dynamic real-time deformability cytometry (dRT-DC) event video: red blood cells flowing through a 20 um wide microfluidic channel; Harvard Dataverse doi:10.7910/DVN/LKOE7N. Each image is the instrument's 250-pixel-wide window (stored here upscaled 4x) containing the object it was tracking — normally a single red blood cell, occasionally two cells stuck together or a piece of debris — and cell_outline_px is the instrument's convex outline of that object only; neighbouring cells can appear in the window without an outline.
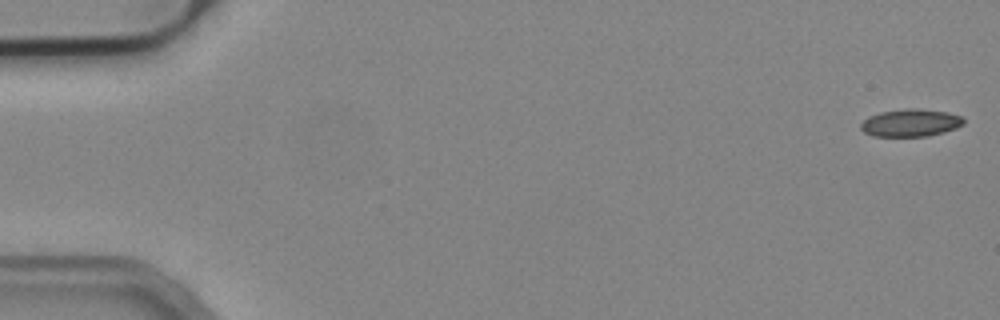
{"species": "common noctule bat (a hibernating species)", "species_latin": "Nyctalus noctula", "temperature_condition": "cold", "stored_images_in_passage": 54, "camera_frame_rate_fps": 3000, "um_per_image_px": 0.085, "animal": {"sex": "male", "body_mass_g": 19.2, "forearm_length_mm": 51.8}, "frame": {"image": 1, "passage_image": 1, "time_ms": 0.0, "image_size_px": [1000, 320], "cell_outline_px": [[964, 124], [956, 128], [944, 132], [928, 136], [872, 136], [864, 132], [860, 128], [860, 124], [868, 116], [880, 112], [908, 108], [912, 108], [948, 112], [964, 116]], "centroid_in_image_um": [77.41, 10.44], "position_along_channel_um": 7.6, "area_um2": 16.59}}
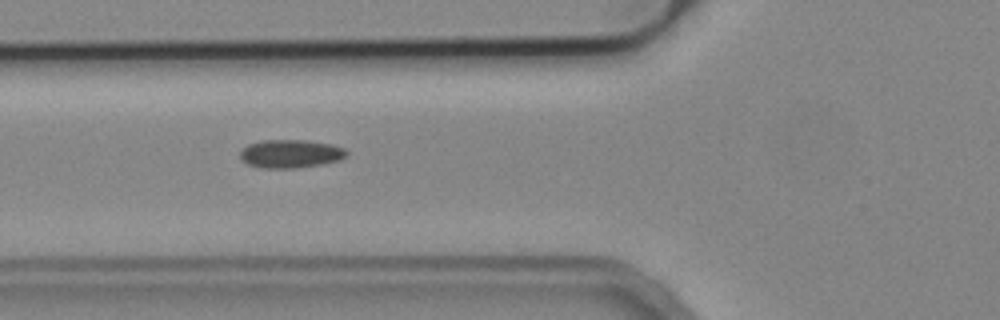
{"frame": {"image": 2, "passage_image": 20, "time_ms": 6.333, "image_size_px": [1000, 320], "cell_outline_px": [[348, 156], [340, 160], [324, 164], [296, 168], [260, 168], [248, 164], [240, 160], [240, 152], [248, 144], [264, 140], [308, 140], [332, 144], [344, 148], [348, 152]], "centroid_in_image_um": [24.73, 13.07], "position_along_channel_um": 101.1, "area_um2": 17.8}}
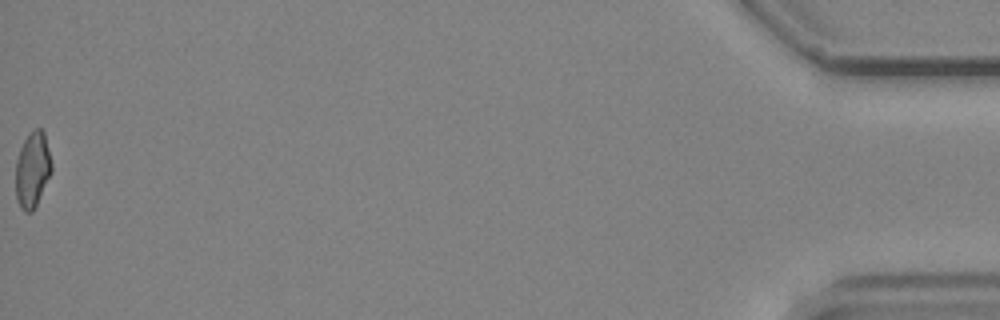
{"frame": {"image": 3, "passage_image": 54, "time_ms": 17.667, "image_size_px": [1000, 320], "cell_outline_px": [[52, 172], [32, 212], [24, 212], [20, 208], [16, 200], [16, 160], [20, 148], [28, 132], [32, 128], [40, 128], [44, 132], [52, 164]], "centroid_in_image_um": [2.75, 14.4], "position_along_channel_um": 432.4, "area_um2": 15.95}, "authors_computed_cell_mechanics": {"area_um2": 16.6464, "velocity_mm_per_s": 3.8386, "shape_relaxation_time_tau1_ms": 8.9359, "shape_relaxation_time_tau2_ms": 2.5765, "deformation_change_tau1": 0.1539, "deformation_change_tau2": 0.0898}}